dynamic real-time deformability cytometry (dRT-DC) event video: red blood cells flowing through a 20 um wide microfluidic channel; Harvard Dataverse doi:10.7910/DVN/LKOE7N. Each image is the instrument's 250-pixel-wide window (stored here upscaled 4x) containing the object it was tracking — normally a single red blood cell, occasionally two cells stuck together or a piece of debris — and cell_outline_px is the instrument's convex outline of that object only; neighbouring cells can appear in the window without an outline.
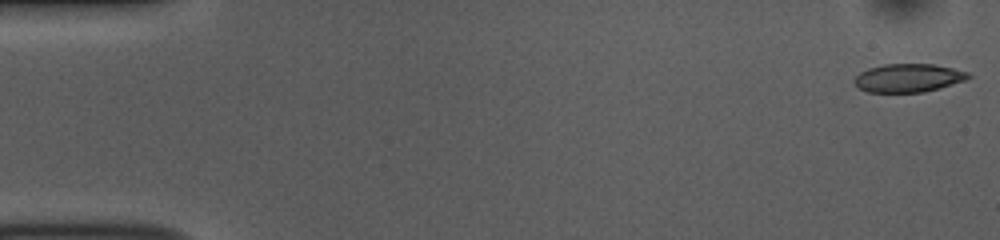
{"species": "common noctule bat (a hibernating species)", "species_latin": "Nyctalus noctula", "temperature_condition": "room temperature", "stored_images_in_passage": 51, "camera_frame_rate_fps": 3000, "um_per_image_px": 0.085, "animal": {"sex": "female", "body_mass_g": 10.0, "forearm_length_mm": 53.1}, "frame": {"image": 1, "passage_image": 1, "time_ms": 0.0, "image_size_px": [1000, 240], "cell_outline_px": [[972, 76], [964, 80], [940, 88], [924, 92], [868, 92], [860, 88], [852, 80], [860, 72], [868, 68], [884, 64], [932, 64], [952, 68], [968, 72]], "centroid_in_image_um": [77.19, 6.62], "position_along_channel_um": 7.8, "area_um2": 18.73}}
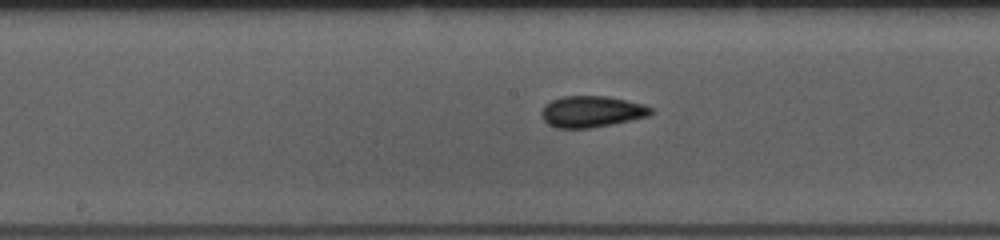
{"frame": {"image": 2, "passage_image": 26, "time_ms": 8.333, "image_size_px": [1000, 240], "cell_outline_px": [[652, 112], [648, 116], [612, 124], [588, 128], [556, 128], [548, 124], [540, 116], [540, 112], [544, 104], [552, 100], [564, 96], [608, 96], [644, 104], [652, 108]], "centroid_in_image_um": [50.25, 9.48], "position_along_channel_um": 198.0, "area_um2": 20.0}}
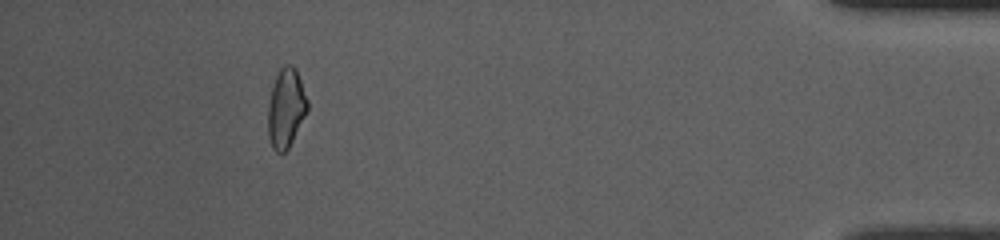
{"frame": {"image": 3, "passage_image": 47, "time_ms": 15.333, "image_size_px": [1000, 240], "cell_outline_px": [[308, 108], [288, 148], [284, 152], [276, 152], [272, 148], [268, 136], [268, 104], [272, 88], [276, 76], [280, 68], [284, 64], [292, 64], [296, 68], [308, 100]], "centroid_in_image_um": [24.3, 9.16], "position_along_channel_um": 410.9, "area_um2": 18.03}, "authors_computed_cell_mechanics": {"area_um2": 19.1896, "velocity_mm_per_s": 3.8691, "shape_relaxation_time_tau1_ms": 4.6795, "shape_relaxation_time_tau2_ms": 5.4656, "deformation_change_tau1": 0.1069, "deformation_change_tau2": 0.1057}}